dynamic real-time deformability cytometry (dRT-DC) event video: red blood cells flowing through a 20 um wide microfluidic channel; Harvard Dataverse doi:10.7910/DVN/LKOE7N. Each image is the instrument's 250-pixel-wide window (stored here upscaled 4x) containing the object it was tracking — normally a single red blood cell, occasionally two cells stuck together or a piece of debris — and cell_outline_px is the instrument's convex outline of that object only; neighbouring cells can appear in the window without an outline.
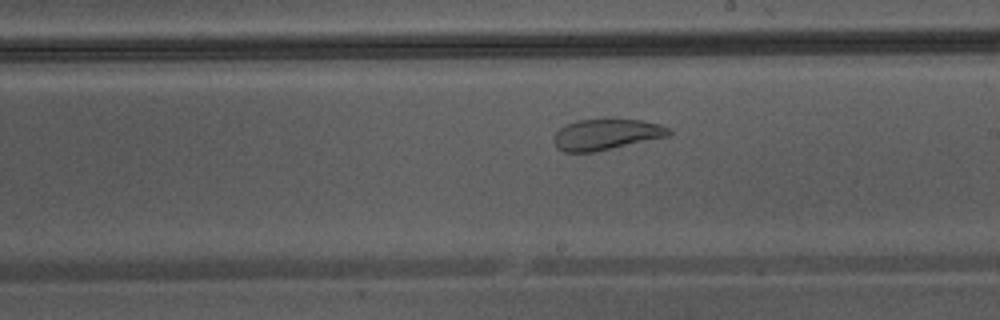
{"species": "Egyptian fruit bat (a non-hibernating species)", "species_latin": "Rousettus aegyptiacus", "temperature_condition": "warm", "stored_images_in_passage": 35, "camera_frame_rate_fps": 3000, "um_per_image_px": 0.085, "animal": {"sex": "male"}, "frame": {"image": 1, "passage_image": 16, "time_ms": 5.0, "image_size_px": [1000, 320], "cell_outline_px": [[672, 132], [668, 136], [592, 152], [564, 152], [556, 148], [552, 140], [552, 136], [564, 124], [576, 120], [640, 120], [660, 124], [668, 128]], "centroid_in_image_um": [51.45, 11.43], "position_along_channel_um": 237.5, "area_um2": 20.52}}
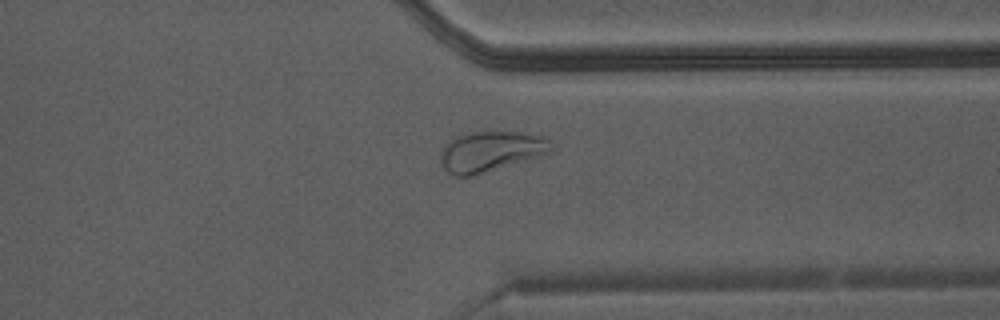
{"frame": {"image": 2, "passage_image": 25, "time_ms": 8.0, "image_size_px": [1000, 320], "cell_outline_px": [[556, 148], [552, 152], [472, 176], [452, 176], [444, 168], [440, 160], [440, 156], [444, 144], [448, 140], [464, 132], [520, 132], [544, 136]], "centroid_in_image_um": [41.7, 12.86], "position_along_channel_um": 369.7, "area_um2": 26.13}}